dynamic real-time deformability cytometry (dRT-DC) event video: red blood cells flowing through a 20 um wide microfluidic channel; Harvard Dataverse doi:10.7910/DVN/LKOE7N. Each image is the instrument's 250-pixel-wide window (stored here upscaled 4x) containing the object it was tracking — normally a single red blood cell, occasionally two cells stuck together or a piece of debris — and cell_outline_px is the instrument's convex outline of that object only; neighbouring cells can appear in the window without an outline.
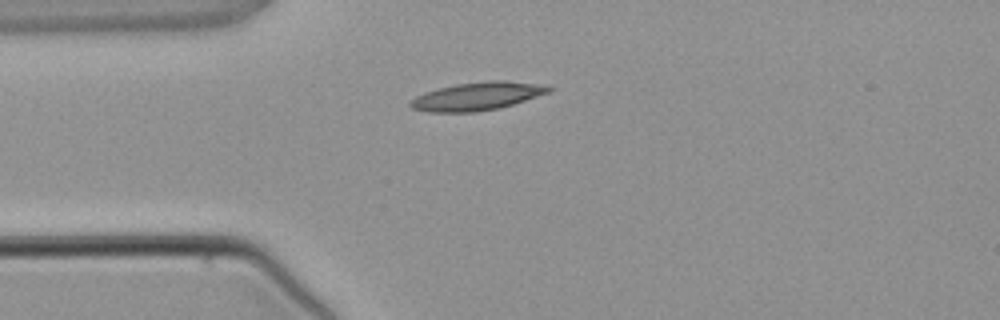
{"species": "common noctule bat (a hibernating species)", "species_latin": "Nyctalus noctula", "temperature_condition": "warm", "stored_images_in_passage": 2, "camera_frame_rate_fps": 3000, "um_per_image_px": 0.085, "animal": {"sex": "male", "body_mass_g": 21.5, "forearm_length_mm": 52.0}, "frame": {"image": 1, "passage_image": 1, "time_ms": 0.0, "image_size_px": [1000, 320], "cell_outline_px": [[552, 92], [512, 104], [496, 108], [476, 112], [428, 112], [412, 108], [408, 104], [416, 96], [424, 92], [456, 84], [488, 80], [504, 80], [552, 84]], "centroid_in_image_um": [40.65, 8.16], "position_along_channel_um": 44.4, "area_um2": 22.89}}